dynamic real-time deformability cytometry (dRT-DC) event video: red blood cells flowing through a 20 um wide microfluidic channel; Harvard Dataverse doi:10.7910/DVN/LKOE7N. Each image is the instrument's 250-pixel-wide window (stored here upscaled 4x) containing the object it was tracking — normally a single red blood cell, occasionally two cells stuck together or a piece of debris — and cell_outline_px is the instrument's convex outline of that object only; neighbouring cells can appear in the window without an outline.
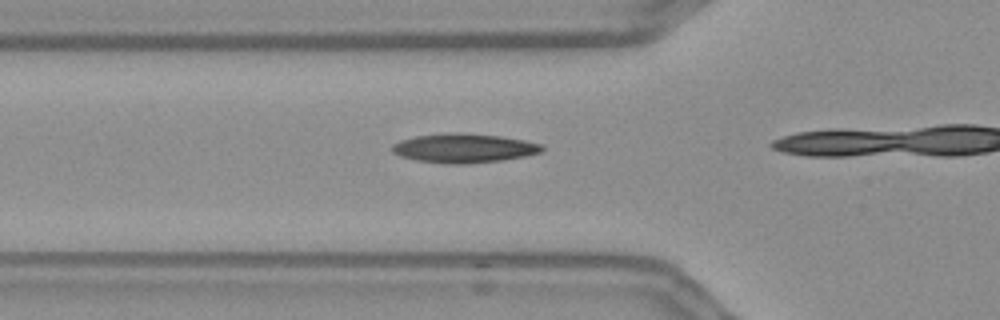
{"species": "Egyptian fruit bat (a non-hibernating species)", "species_latin": "Rousettus aegyptiacus", "temperature_condition": "warm", "stored_images_in_passage": 17, "camera_frame_rate_fps": 3000, "um_per_image_px": 0.085, "frame": {"image": 1, "passage_image": 15, "time_ms": 4.667, "image_size_px": [1000, 320], "cell_outline_px": [[544, 148], [540, 152], [524, 156], [504, 160], [464, 164], [448, 164], [416, 160], [400, 156], [392, 152], [392, 144], [400, 140], [416, 136], [448, 132], [460, 132], [500, 136], [524, 140], [544, 144]], "centroid_in_image_um": [39.43, 12.59], "position_along_channel_um": 86.4, "area_um2": 25.61}}